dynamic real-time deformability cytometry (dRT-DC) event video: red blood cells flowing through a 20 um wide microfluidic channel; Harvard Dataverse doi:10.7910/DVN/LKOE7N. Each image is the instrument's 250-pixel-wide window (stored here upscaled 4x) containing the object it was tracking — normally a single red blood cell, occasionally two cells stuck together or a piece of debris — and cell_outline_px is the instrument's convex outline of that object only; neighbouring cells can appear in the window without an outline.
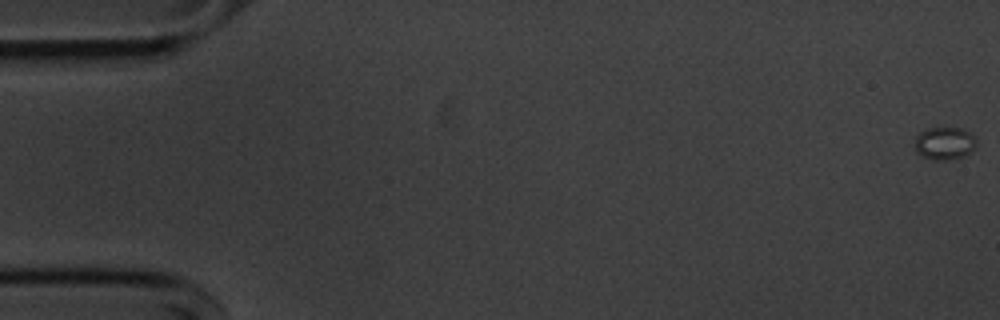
{"species": "common noctule bat (a hibernating species)", "species_latin": "Nyctalus noctula", "temperature_condition": "cold", "stored_images_in_passage": 39, "camera_frame_rate_fps": 3000, "um_per_image_px": 0.085, "animal": {"sex": "male", "body_mass_g": 20.1, "forearm_length_mm": 53.5}, "frame": {"image": 1, "passage_image": 1, "time_ms": 0.0, "image_size_px": [1000, 320], "cell_outline_px": [[976, 144], [964, 156], [948, 160], [936, 160], [924, 156], [916, 152], [912, 144], [916, 136], [920, 132], [928, 128], [964, 128], [976, 140]], "centroid_in_image_um": [80.22, 12.17], "position_along_channel_um": 4.8, "area_um2": 11.68}}